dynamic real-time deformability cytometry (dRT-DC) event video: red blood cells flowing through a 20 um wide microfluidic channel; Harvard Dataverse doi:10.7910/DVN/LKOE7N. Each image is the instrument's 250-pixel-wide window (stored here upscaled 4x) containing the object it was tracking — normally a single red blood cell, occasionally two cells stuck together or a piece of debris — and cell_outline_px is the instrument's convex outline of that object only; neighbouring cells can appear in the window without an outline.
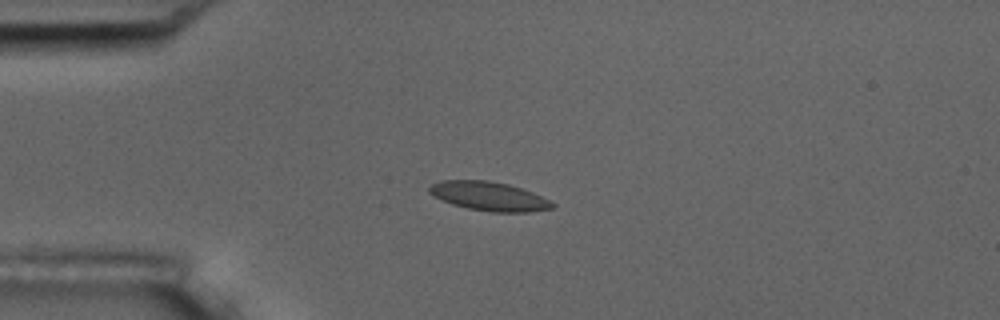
{"species": "common noctule bat (a hibernating species)", "species_latin": "Nyctalus noctula", "temperature_condition": "room temperature", "stored_images_in_passage": 43, "camera_frame_rate_fps": 3000, "um_per_image_px": 0.085, "animal": {"sex": "male", "body_mass_g": 17.5, "forearm_length_mm": 52.3}, "frame": {"image": 1, "passage_image": 1, "time_ms": 0.0, "image_size_px": [1000, 320], "cell_outline_px": [[556, 204], [552, 208], [528, 212], [492, 212], [468, 208], [452, 204], [428, 192], [428, 188], [432, 184], [440, 180], [488, 180], [508, 184], [532, 192]], "centroid_in_image_um": [41.56, 16.67], "position_along_channel_um": 43.4, "area_um2": 20.52}}
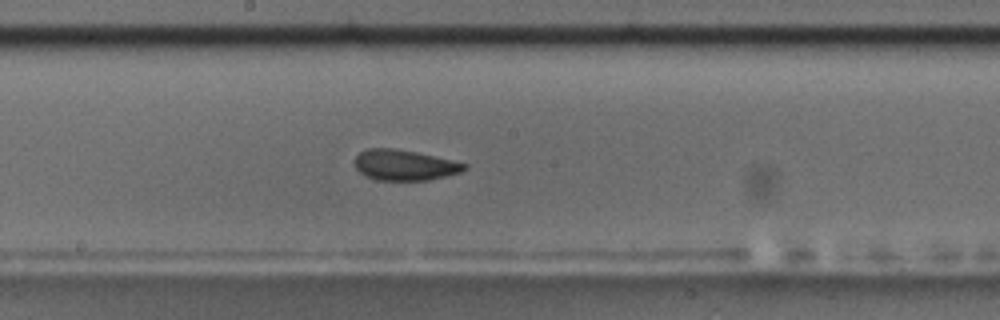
{"frame": {"image": 2, "passage_image": 17, "time_ms": 5.333, "image_size_px": [1000, 320], "cell_outline_px": [[468, 168], [460, 172], [428, 180], [376, 180], [364, 176], [356, 168], [356, 156], [360, 152], [368, 148], [392, 148], [416, 152], [452, 160], [468, 164]], "centroid_in_image_um": [34.38, 14.03], "position_along_channel_um": 213.8, "area_um2": 19.42}}
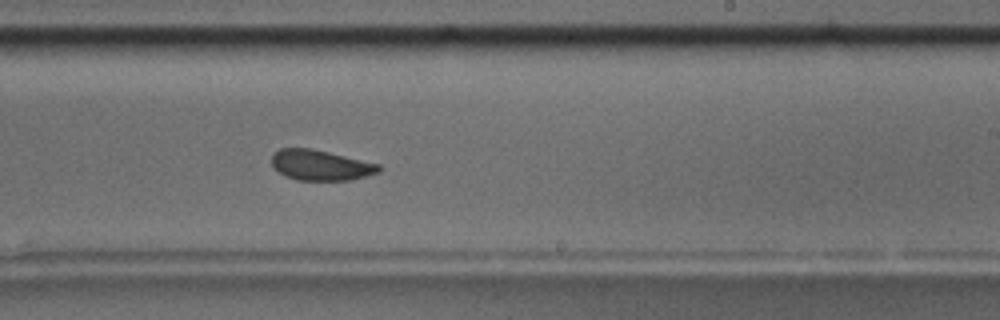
{"frame": {"image": 3, "passage_image": 21, "time_ms": 6.667, "image_size_px": [1000, 320], "cell_outline_px": [[380, 172], [352, 180], [296, 180], [284, 176], [272, 168], [272, 156], [280, 148], [312, 148], [380, 164]], "centroid_in_image_um": [27.24, 14.04], "position_along_channel_um": 261.8, "area_um2": 19.13}, "authors_computed_cell_mechanics": {"area_um2": 19.941, "velocity_mm_per_s": 3.6077, "shape_relaxation_time_tau1_ms": 6.2241, "shape_relaxation_time_tau2_ms": 2.1101, "deformation_change_tau1": 0.1113, "deformation_change_tau2": 0.0535}}